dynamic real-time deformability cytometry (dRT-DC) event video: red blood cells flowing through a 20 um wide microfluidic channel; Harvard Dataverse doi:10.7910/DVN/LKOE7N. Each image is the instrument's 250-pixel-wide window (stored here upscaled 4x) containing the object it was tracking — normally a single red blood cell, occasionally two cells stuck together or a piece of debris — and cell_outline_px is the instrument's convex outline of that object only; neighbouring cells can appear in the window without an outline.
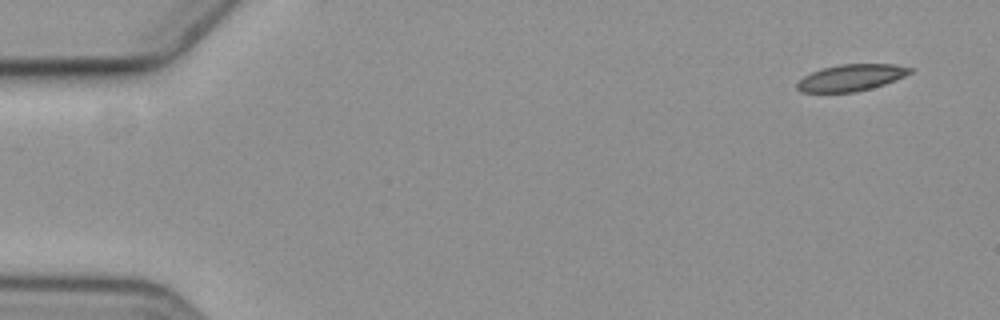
{"species": "common noctule bat (a hibernating species)", "species_latin": "Nyctalus noctula", "temperature_condition": "cold", "stored_images_in_passage": 6, "camera_frame_rate_fps": 3000, "um_per_image_px": 0.085, "animal": {"sex": "female", "body_mass_g": 19.3, "forearm_length_mm": 54.1}, "frame": {"image": 1, "passage_image": 1, "time_ms": 0.0, "image_size_px": [1000, 320], "cell_outline_px": [[916, 68], [912, 72], [896, 80], [872, 88], [856, 92], [800, 92], [796, 88], [796, 84], [804, 76], [820, 68], [840, 64], [896, 64]], "centroid_in_image_um": [72.37, 6.59], "position_along_channel_um": 12.6, "area_um2": 17.69}}
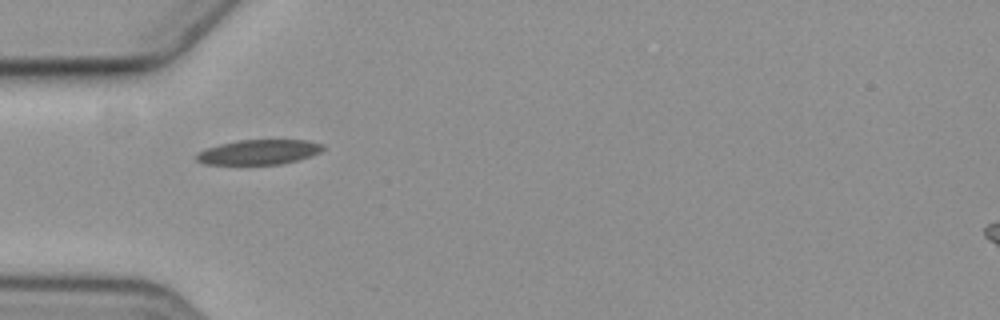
{"frame": {"image": 2, "passage_image": 5, "time_ms": 5.0, "image_size_px": [1000, 320], "cell_outline_px": [[324, 148], [320, 152], [312, 156], [280, 164], [204, 164], [196, 160], [196, 152], [204, 148], [220, 144], [240, 140], [308, 140], [324, 144]], "centroid_in_image_um": [21.99, 12.92], "position_along_channel_um": 63.0, "area_um2": 18.38}}
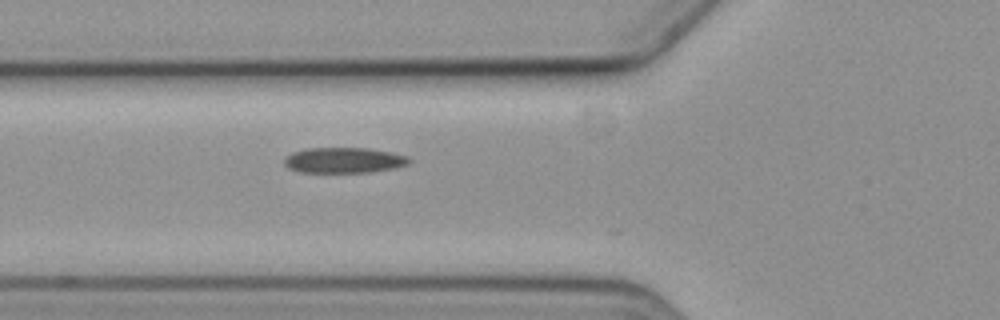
{"frame": {"image": 3, "passage_image": 6, "time_ms": 6.0, "image_size_px": [1000, 320], "cell_outline_px": [[412, 160], [408, 164], [392, 168], [372, 172], [300, 172], [288, 168], [284, 164], [284, 156], [292, 152], [304, 148], [368, 148], [392, 152], [408, 156]], "centroid_in_image_um": [29.21, 13.61], "position_along_channel_um": 96.6, "area_um2": 18.73}}